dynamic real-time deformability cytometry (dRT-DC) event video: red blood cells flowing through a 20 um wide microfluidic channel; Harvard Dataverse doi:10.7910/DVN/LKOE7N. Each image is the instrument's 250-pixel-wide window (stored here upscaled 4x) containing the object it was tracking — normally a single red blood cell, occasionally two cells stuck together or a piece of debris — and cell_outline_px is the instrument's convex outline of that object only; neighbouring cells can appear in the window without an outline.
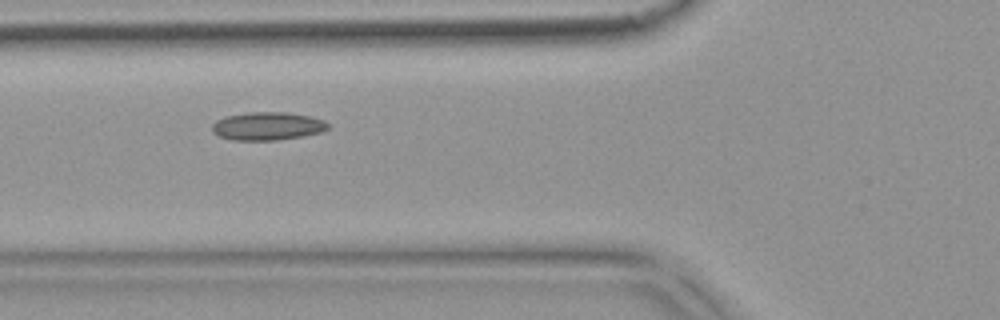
{"species": "common noctule bat (a hibernating species)", "species_latin": "Nyctalus noctula", "temperature_condition": "warm", "stored_images_in_passage": 5, "camera_frame_rate_fps": 3000, "um_per_image_px": 0.085, "animal": {"sex": "female", "body_mass_g": 18.4}, "frame": {"image": 1, "passage_image": 4, "time_ms": 1.0, "image_size_px": [1000, 320], "cell_outline_px": [[328, 128], [320, 132], [304, 136], [276, 140], [232, 140], [220, 136], [212, 132], [212, 124], [216, 120], [224, 116], [248, 112], [284, 112], [312, 116], [324, 120], [328, 124]], "centroid_in_image_um": [22.72, 10.71], "position_along_channel_um": 103.1, "area_um2": 19.07}}